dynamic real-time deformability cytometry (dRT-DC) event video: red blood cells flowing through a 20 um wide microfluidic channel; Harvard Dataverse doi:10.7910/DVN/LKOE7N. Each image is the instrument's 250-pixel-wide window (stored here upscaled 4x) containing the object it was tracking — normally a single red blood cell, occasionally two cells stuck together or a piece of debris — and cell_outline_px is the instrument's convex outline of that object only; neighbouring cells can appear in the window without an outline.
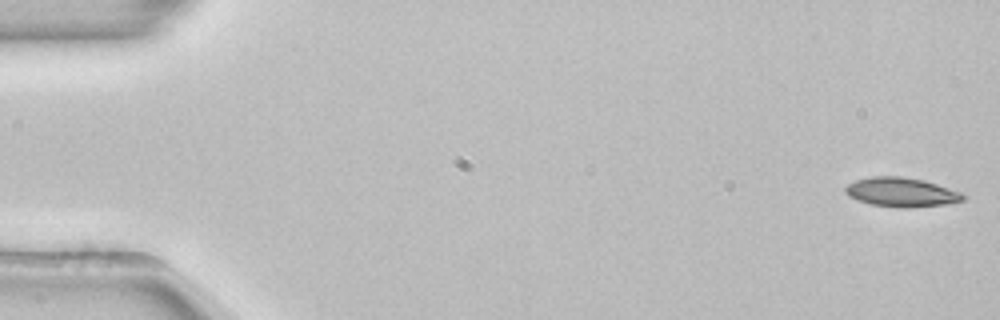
{"species": "common noctule bat (a hibernating species)", "species_latin": "Nyctalus noctula", "temperature_condition": "room temperature", "stored_images_in_passage": 53, "camera_frame_rate_fps": 3000, "um_per_image_px": 0.085, "animal": {"sex": "female", "body_mass_g": 22.7, "forearm_length_mm": 54.2}, "frame": {"image": 1, "passage_image": 1, "time_ms": 0.0, "image_size_px": [1000, 320], "cell_outline_px": [[968, 196], [964, 200], [948, 204], [904, 208], [900, 208], [872, 204], [848, 196], [844, 192], [844, 188], [848, 184], [856, 180], [872, 176], [900, 176], [924, 180], [964, 192]], "centroid_in_image_um": [76.68, 16.33], "position_along_channel_um": 8.3, "area_um2": 20.23}}
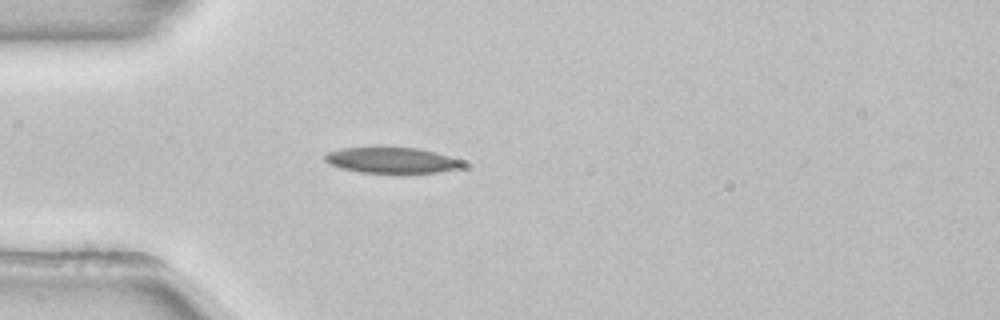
{"frame": {"image": 2, "passage_image": 15, "time_ms": 4.667, "image_size_px": [1000, 320], "cell_outline_px": [[464, 164], [460, 168], [440, 172], [360, 172], [340, 168], [324, 160], [324, 156], [328, 152], [340, 148], [420, 148], [436, 152], [460, 160]], "centroid_in_image_um": [33.29, 13.62], "position_along_channel_um": 51.7, "area_um2": 20.23}}
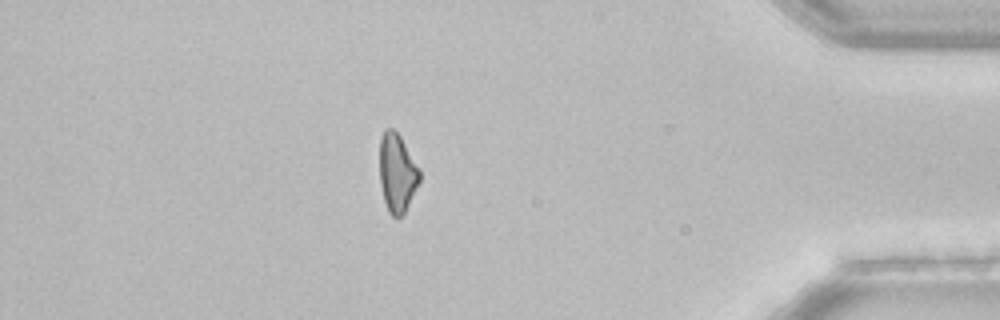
{"frame": {"image": 3, "passage_image": 46, "time_ms": 15.0, "image_size_px": [1000, 320], "cell_outline_px": [[420, 180], [404, 212], [396, 220], [388, 212], [384, 200], [380, 184], [380, 136], [384, 128], [392, 128], [400, 136], [420, 168]], "centroid_in_image_um": [33.74, 14.68], "position_along_channel_um": 401.5, "area_um2": 18.32}, "authors_computed_cell_mechanics": {"area_um2": 19.8832, "velocity_mm_per_s": 3.8982, "shape_relaxation_time_tau1_ms": 9.3365, "shape_relaxation_time_tau2_ms": null, "deformation_change_tau1": 0.2209, "deformation_change_tau2": null}}